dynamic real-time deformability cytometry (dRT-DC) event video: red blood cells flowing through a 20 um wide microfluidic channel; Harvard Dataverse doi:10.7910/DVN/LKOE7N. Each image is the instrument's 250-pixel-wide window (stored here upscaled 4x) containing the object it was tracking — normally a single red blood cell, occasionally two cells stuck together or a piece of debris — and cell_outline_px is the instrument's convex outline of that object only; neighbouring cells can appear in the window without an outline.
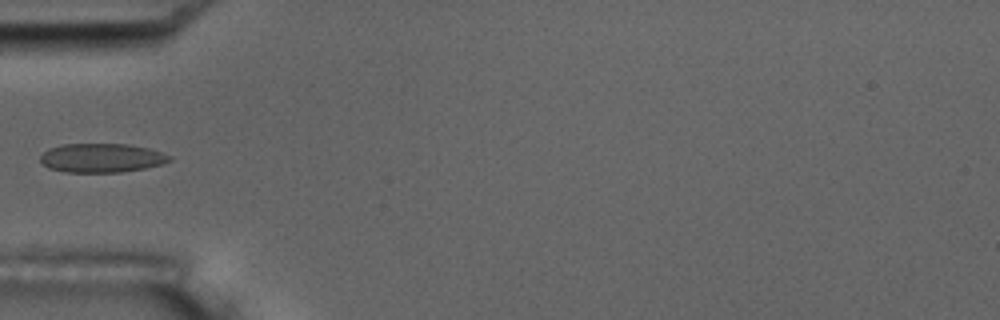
{"species": "common noctule bat (a hibernating species)", "species_latin": "Nyctalus noctula", "temperature_condition": "room temperature", "stored_images_in_passage": 7, "camera_frame_rate_fps": 3000, "um_per_image_px": 0.085, "animal": {"sex": "male", "body_mass_g": 17.5, "forearm_length_mm": 52.3}, "frame": {"image": 1, "passage_image": 4, "time_ms": 3.667, "image_size_px": [1000, 320], "cell_outline_px": [[172, 160], [164, 164], [144, 168], [120, 172], [64, 172], [48, 168], [40, 160], [40, 156], [48, 148], [60, 144], [128, 144], [148, 148], [172, 156]], "centroid_in_image_um": [8.63, 13.42], "position_along_channel_um": 76.4, "area_um2": 21.91}}
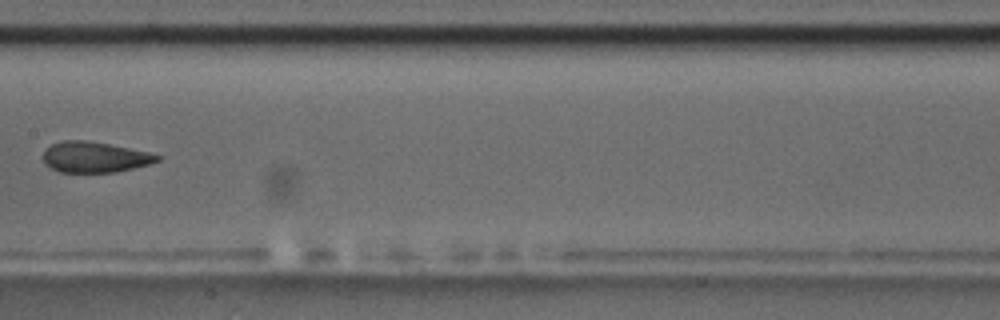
{"frame": {"image": 2, "passage_image": 7, "time_ms": 7.0, "image_size_px": [1000, 320], "cell_outline_px": [[160, 160], [148, 164], [116, 172], [60, 172], [44, 164], [44, 148], [52, 144], [64, 140], [84, 140], [108, 144], [148, 152], [160, 156]], "centroid_in_image_um": [8.01, 13.35], "position_along_channel_um": 199.4, "area_um2": 20.17}}